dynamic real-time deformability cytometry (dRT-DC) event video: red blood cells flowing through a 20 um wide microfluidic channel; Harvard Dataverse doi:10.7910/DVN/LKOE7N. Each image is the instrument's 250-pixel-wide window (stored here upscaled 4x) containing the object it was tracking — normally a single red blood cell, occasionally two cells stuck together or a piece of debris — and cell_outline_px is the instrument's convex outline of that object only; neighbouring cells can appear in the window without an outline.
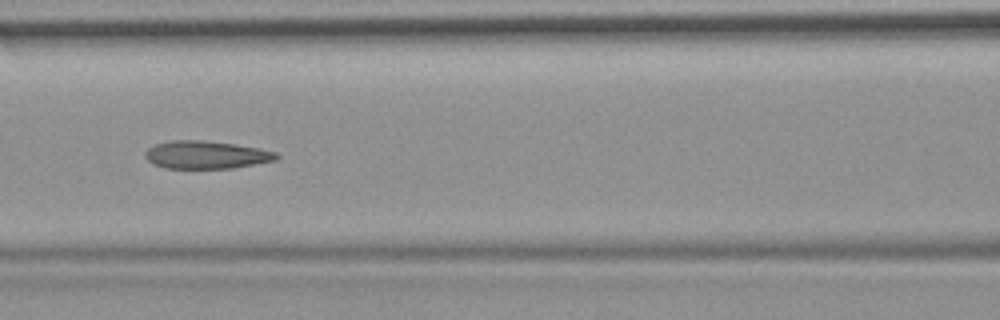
{"species": "common noctule bat (a hibernating species)", "species_latin": "Nyctalus noctula", "temperature_condition": "room temperature", "stored_images_in_passage": 16, "camera_frame_rate_fps": 3000, "um_per_image_px": 0.085, "animal": {"sex": "female", "body_mass_g": 19.9}, "frame": {"image": 1, "passage_image": 7, "time_ms": 7.667, "image_size_px": [1000, 320], "cell_outline_px": [[280, 156], [276, 160], [232, 168], [164, 168], [152, 164], [144, 156], [144, 152], [148, 148], [156, 144], [172, 140], [200, 140], [232, 144], [260, 148], [276, 152]], "centroid_in_image_um": [17.5, 13.16], "position_along_channel_um": 149.1, "area_um2": 21.21}}
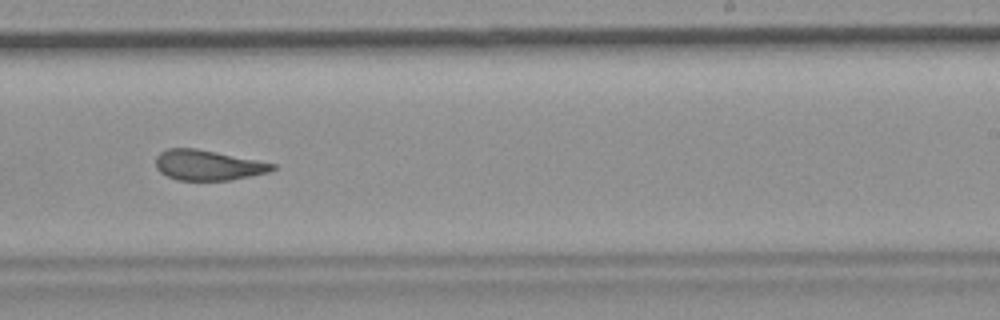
{"frame": {"image": 2, "passage_image": 10, "time_ms": 11.0, "image_size_px": [1000, 320], "cell_outline_px": [[276, 168], [268, 172], [228, 180], [176, 180], [160, 172], [156, 168], [156, 156], [160, 152], [168, 148], [196, 148], [276, 164]], "centroid_in_image_um": [17.63, 14.03], "position_along_channel_um": 271.4, "area_um2": 20.35}, "authors_computed_cell_mechanics": {"area_um2": 21.8773, "velocity_mm_per_s": 3.6838, "shape_relaxation_time_tau1_ms": 9.2902, "shape_relaxation_time_tau2_ms": 2.0303, "deformation_change_tau1": 0.176, "deformation_change_tau2": 0.0836}}